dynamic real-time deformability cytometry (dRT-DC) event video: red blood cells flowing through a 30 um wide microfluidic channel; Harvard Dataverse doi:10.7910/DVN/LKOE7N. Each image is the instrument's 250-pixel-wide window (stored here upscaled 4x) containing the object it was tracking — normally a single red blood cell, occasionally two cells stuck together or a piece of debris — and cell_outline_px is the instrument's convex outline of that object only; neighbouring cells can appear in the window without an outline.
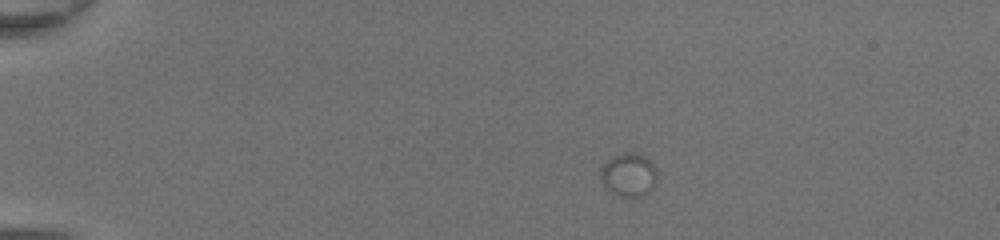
{"species": "common noctule bat (a hibernating species)", "species_latin": "Nyctalus noctula", "temperature_condition": "room temperature", "stored_images_in_passage": 10, "camera_frame_rate_fps": 3000, "um_per_image_px": 0.085, "animal": {"sex": "female", "body_mass_g": 20.0, "forearm_length_mm": 54.0}, "frame": {"image": 1, "passage_image": 1, "time_ms": 0.0, "image_size_px": [1000, 240], "cell_outline_px": [[656, 184], [644, 196], [616, 196], [604, 188], [600, 180], [600, 168], [612, 156], [624, 152], [640, 152], [656, 168]], "centroid_in_image_um": [53.41, 14.86], "position_along_channel_um": 31.6, "area_um2": 14.62}}
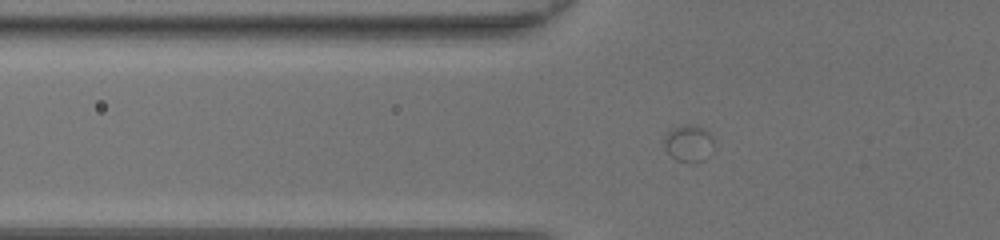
{"frame": {"image": 2, "passage_image": 9, "time_ms": 2.667, "image_size_px": [1000, 240], "cell_outline_px": [[712, 152], [704, 160], [696, 164], [688, 164], [676, 160], [664, 148], [664, 136], [672, 128], [684, 124], [692, 124], [704, 128], [708, 132], [712, 140]], "centroid_in_image_um": [58.52, 12.21], "position_along_channel_um": 67.3, "area_um2": 10.92}}